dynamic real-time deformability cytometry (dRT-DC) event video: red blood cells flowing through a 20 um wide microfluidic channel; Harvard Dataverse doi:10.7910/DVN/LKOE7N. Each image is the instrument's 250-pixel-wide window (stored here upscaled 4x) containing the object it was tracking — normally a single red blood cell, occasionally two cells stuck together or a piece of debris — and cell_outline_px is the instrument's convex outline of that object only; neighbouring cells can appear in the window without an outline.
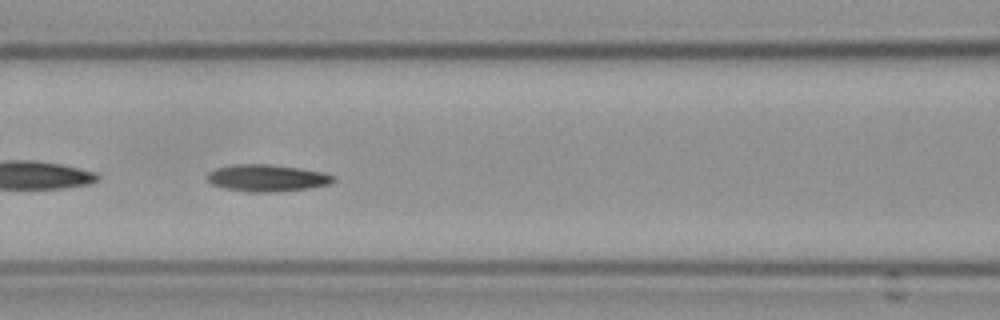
{"species": "Egyptian fruit bat (a non-hibernating species)", "species_latin": "Rousettus aegyptiacus", "temperature_condition": "cold", "stored_images_in_passage": 28, "camera_frame_rate_fps": 3000, "um_per_image_px": 0.085, "frame": {"image": 1, "passage_image": 9, "time_ms": 2.667, "image_size_px": [1000, 320], "cell_outline_px": [[336, 180], [328, 184], [312, 188], [276, 192], [248, 192], [220, 188], [212, 184], [208, 180], [208, 172], [216, 168], [232, 164], [272, 164], [300, 168], [320, 172], [336, 176]], "centroid_in_image_um": [22.68, 15.13], "position_along_channel_um": 143.9, "area_um2": 20.06}, "authors_computed_cell_mechanics": {"area_um2": 19.8254, "velocity_mm_per_s": 3.6055, "shape_relaxation_time_tau1_ms": 3.1824, "shape_relaxation_time_tau2_ms": 10.2718, "deformation_change_tau1": 0.1126, "deformation_change_tau2": 0.1757}}